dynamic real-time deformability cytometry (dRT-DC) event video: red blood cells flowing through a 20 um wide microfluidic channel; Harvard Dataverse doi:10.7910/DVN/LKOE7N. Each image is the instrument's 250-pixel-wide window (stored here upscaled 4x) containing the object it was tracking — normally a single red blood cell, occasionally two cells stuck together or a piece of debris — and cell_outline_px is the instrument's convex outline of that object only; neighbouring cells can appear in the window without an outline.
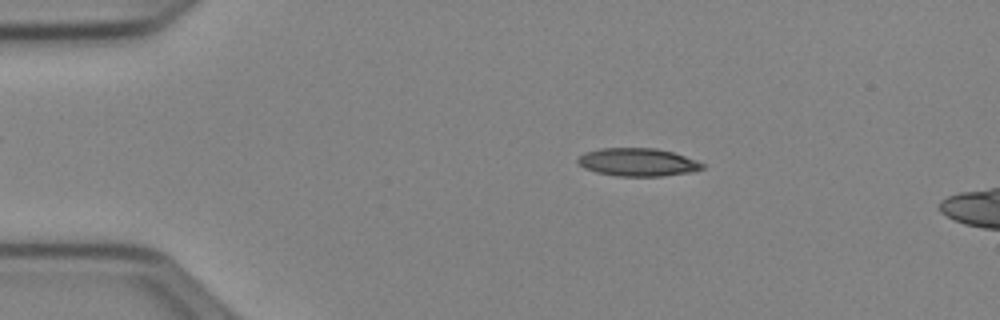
{"species": "Egyptian fruit bat (a non-hibernating species)", "species_latin": "Rousettus aegyptiacus", "temperature_condition": "cold", "stored_images_in_passage": 16, "camera_frame_rate_fps": 3000, "um_per_image_px": 0.085, "animal": {"sex": "female"}, "frame": {"image": 1, "passage_image": 10, "time_ms": 3.0, "image_size_px": [1000, 320], "cell_outline_px": [[704, 168], [692, 172], [660, 176], [616, 176], [596, 172], [584, 168], [576, 160], [584, 152], [600, 148], [656, 148], [672, 152], [696, 160], [704, 164]], "centroid_in_image_um": [54.19, 13.78], "position_along_channel_um": 30.8, "area_um2": 20.29}}